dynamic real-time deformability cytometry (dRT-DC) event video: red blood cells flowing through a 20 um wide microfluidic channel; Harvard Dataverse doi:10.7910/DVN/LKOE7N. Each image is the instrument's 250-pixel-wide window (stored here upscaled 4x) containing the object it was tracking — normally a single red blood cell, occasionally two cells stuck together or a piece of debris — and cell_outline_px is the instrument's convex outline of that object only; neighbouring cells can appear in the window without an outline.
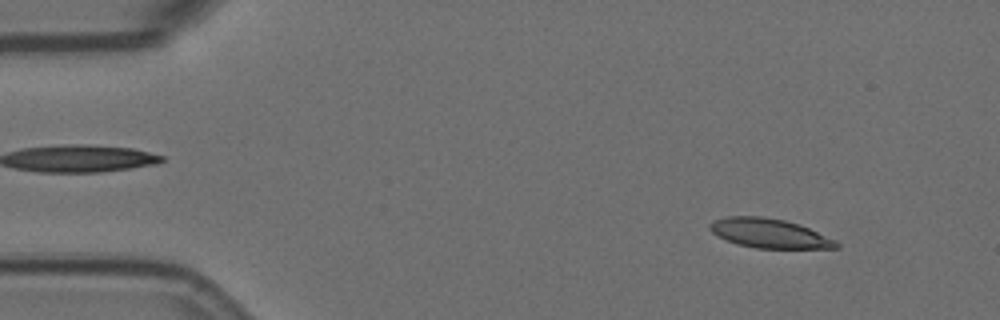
{"species": "Egyptian fruit bat (a non-hibernating species)", "species_latin": "Rousettus aegyptiacus", "temperature_condition": "room temperature", "stored_images_in_passage": 19, "camera_frame_rate_fps": 3000, "um_per_image_px": 0.085, "animal": {"sex": "female"}, "frame": {"image": 1, "passage_image": 6, "time_ms": 1.667, "image_size_px": [1000, 320], "cell_outline_px": [[840, 248], [756, 248], [736, 244], [712, 232], [708, 228], [708, 224], [712, 220], [724, 216], [760, 216], [784, 220], [800, 224], [836, 240], [840, 244]], "centroid_in_image_um": [65.39, 19.82], "position_along_channel_um": 19.6, "area_um2": 21.68}}
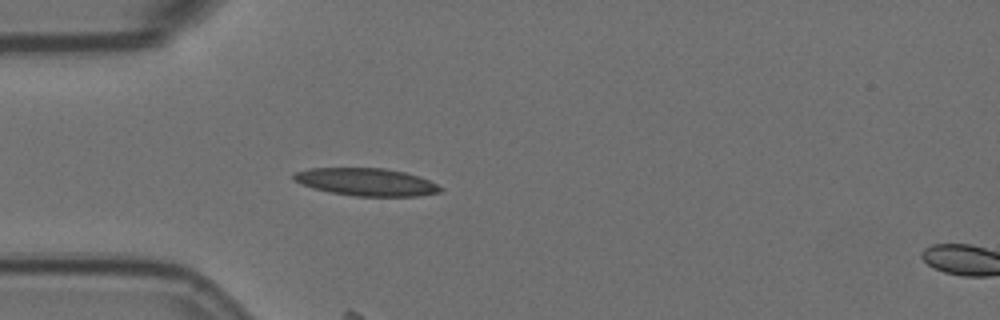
{"frame": {"image": 2, "passage_image": 16, "time_ms": 5.0, "image_size_px": [1000, 320], "cell_outline_px": [[444, 188], [440, 192], [420, 196], [356, 196], [328, 192], [312, 188], [300, 184], [292, 180], [292, 176], [296, 172], [308, 168], [384, 168], [404, 172], [428, 180]], "centroid_in_image_um": [31.09, 15.47], "position_along_channel_um": 53.9, "area_um2": 23.64}}